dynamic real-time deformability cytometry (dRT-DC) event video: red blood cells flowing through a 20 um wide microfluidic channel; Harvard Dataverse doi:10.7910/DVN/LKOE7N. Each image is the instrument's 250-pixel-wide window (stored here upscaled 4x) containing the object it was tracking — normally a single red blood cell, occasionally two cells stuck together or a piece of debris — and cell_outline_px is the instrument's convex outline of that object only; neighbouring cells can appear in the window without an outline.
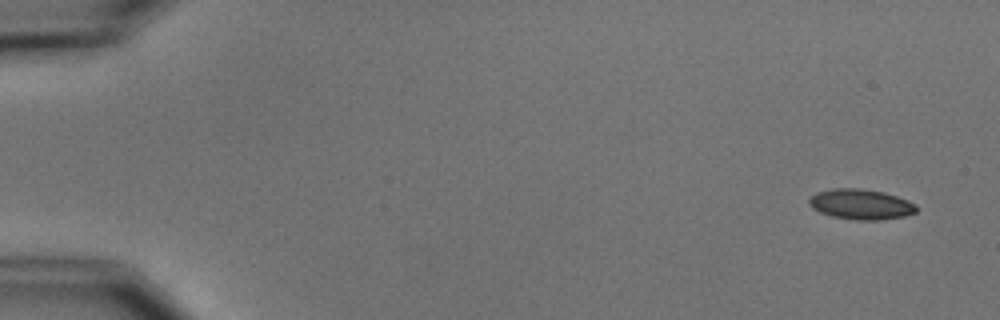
{"species": "common noctule bat (a hibernating species)", "species_latin": "Nyctalus noctula", "temperature_condition": "cold", "stored_images_in_passage": 4, "camera_frame_rate_fps": 3000, "um_per_image_px": 0.085, "animal": {"sex": "male", "body_mass_g": 15.6}, "frame": {"image": 1, "passage_image": 1, "time_ms": 0.0, "image_size_px": [1000, 320], "cell_outline_px": [[916, 212], [904, 216], [880, 220], [856, 220], [832, 216], [820, 212], [812, 208], [808, 204], [808, 200], [816, 192], [832, 188], [860, 188], [884, 192], [908, 200], [916, 204]], "centroid_in_image_um": [73.16, 17.36], "position_along_channel_um": 11.8, "area_um2": 19.02}}
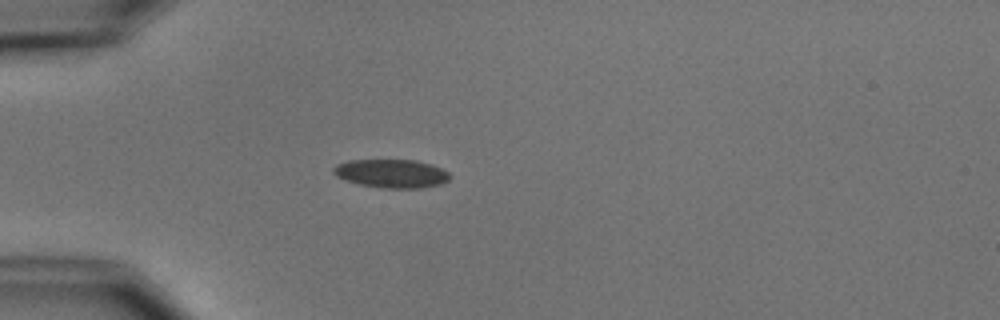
{"frame": {"image": 2, "passage_image": 4, "time_ms": 4.333, "image_size_px": [1000, 320], "cell_outline_px": [[452, 176], [448, 180], [440, 184], [420, 188], [380, 188], [360, 184], [336, 176], [332, 172], [332, 168], [336, 164], [348, 160], [416, 160], [432, 164], [448, 172]], "centroid_in_image_um": [33.27, 14.74], "position_along_channel_um": 51.7, "area_um2": 19.36}}